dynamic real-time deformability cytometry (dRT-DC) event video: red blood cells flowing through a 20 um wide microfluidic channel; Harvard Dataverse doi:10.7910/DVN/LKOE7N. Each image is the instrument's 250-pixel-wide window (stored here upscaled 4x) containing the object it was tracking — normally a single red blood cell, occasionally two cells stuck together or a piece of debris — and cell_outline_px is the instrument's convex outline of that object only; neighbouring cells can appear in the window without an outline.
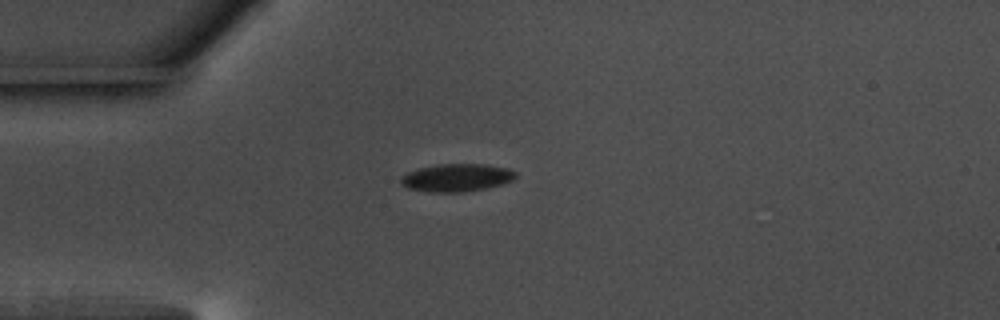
{"species": "common noctule bat (a hibernating species)", "species_latin": "Nyctalus noctula", "temperature_condition": "warm", "stored_images_in_passage": 42, "camera_frame_rate_fps": 3000, "um_per_image_px": 0.085, "animal": {"sex": "male", "body_mass_g": 17.5, "forearm_length_mm": 52.3}, "frame": {"image": 1, "passage_image": 1, "time_ms": 0.0, "image_size_px": [1000, 320], "cell_outline_px": [[516, 176], [512, 180], [500, 184], [484, 188], [460, 192], [432, 192], [408, 188], [400, 180], [408, 172], [420, 168], [440, 164], [484, 164], [508, 168], [516, 172]], "centroid_in_image_um": [38.84, 15.09], "position_along_channel_um": 46.2, "area_um2": 18.15}}
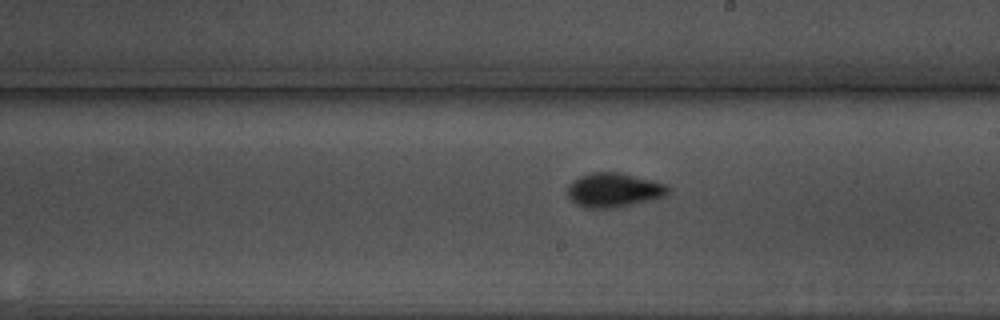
{"frame": {"image": 2, "passage_image": 18, "time_ms": 5.667, "image_size_px": [1000, 320], "cell_outline_px": [[668, 192], [664, 196], [652, 200], [616, 208], [584, 208], [576, 204], [568, 196], [568, 184], [580, 176], [592, 172], [616, 172], [668, 184]], "centroid_in_image_um": [52.16, 16.17], "position_along_channel_um": 236.8, "area_um2": 20.0}}
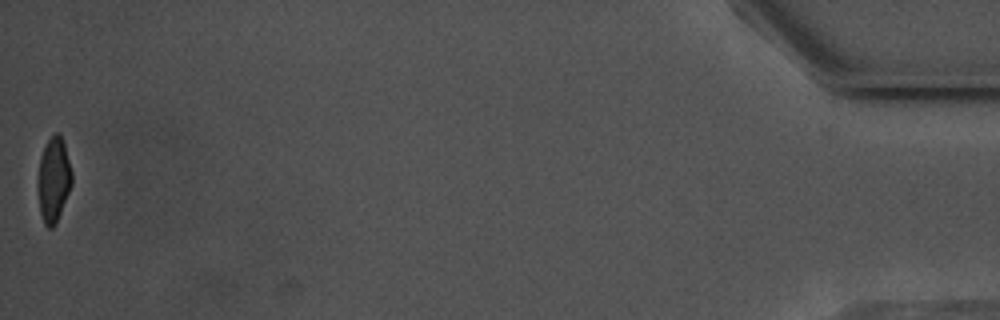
{"frame": {"image": 3, "passage_image": 42, "time_ms": 13.667, "image_size_px": [1000, 320], "cell_outline_px": [[72, 184], [56, 224], [52, 228], [48, 228], [44, 224], [40, 212], [36, 188], [36, 180], [40, 156], [48, 140], [56, 132], [60, 132], [64, 144], [72, 172]], "centroid_in_image_um": [4.53, 15.3], "position_along_channel_um": 430.7, "area_um2": 17.11}, "authors_computed_cell_mechanics": {"area_um2": 18.207, "velocity_mm_per_s": 3.6587, "shape_relaxation_time_tau1_ms": 3.2013, "shape_relaxation_time_tau2_ms": 2.4962, "deformation_change_tau1": 0.1025, "deformation_change_tau2": 0.0461}}